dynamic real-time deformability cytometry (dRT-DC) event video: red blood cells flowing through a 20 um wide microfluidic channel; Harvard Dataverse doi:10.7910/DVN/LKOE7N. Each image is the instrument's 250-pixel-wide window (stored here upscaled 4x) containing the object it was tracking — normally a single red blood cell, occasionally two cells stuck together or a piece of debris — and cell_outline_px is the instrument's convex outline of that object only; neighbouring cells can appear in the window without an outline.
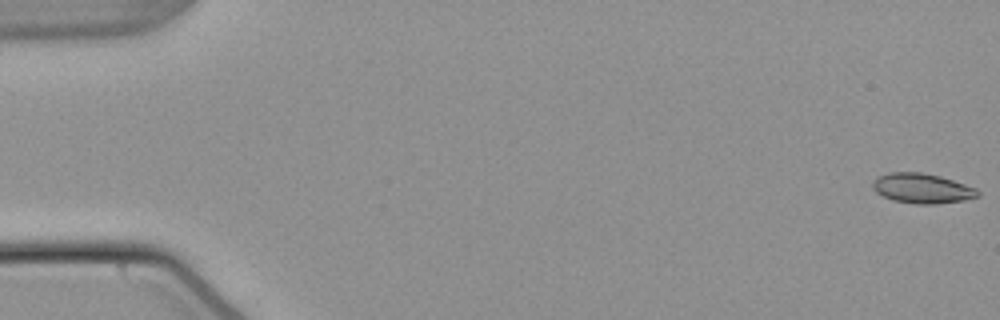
{"species": "common noctule bat (a hibernating species)", "species_latin": "Nyctalus noctula", "temperature_condition": "warm", "stored_images_in_passage": 55, "camera_frame_rate_fps": 3000, "um_per_image_px": 0.085, "animal": {"sex": "male", "body_mass_g": 21.5, "forearm_length_mm": 52.0}, "frame": {"image": 1, "passage_image": 1, "time_ms": 0.0, "image_size_px": [1000, 320], "cell_outline_px": [[980, 196], [964, 200], [936, 204], [916, 204], [892, 200], [876, 192], [872, 188], [872, 180], [888, 172], [920, 172], [940, 176], [976, 188], [980, 192]], "centroid_in_image_um": [78.37, 16.01], "position_along_channel_um": 6.6, "area_um2": 18.32}}
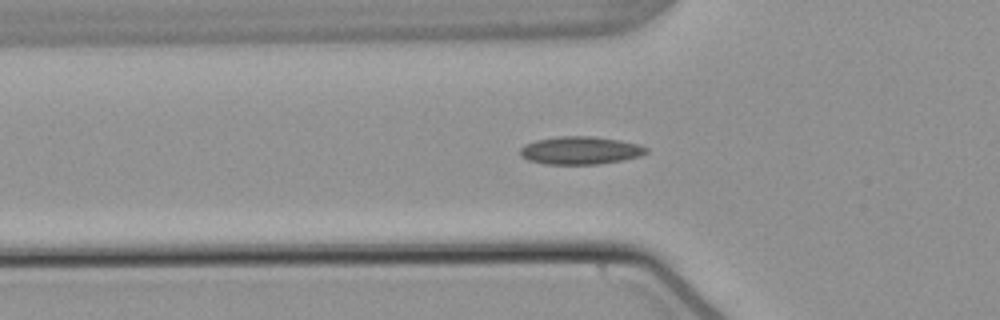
{"frame": {"image": 2, "passage_image": 19, "time_ms": 6.0, "image_size_px": [1000, 320], "cell_outline_px": [[648, 152], [640, 156], [624, 160], [600, 164], [544, 164], [528, 160], [520, 156], [520, 148], [524, 144], [536, 140], [560, 136], [592, 136], [620, 140], [640, 144], [648, 148]], "centroid_in_image_um": [49.34, 12.79], "position_along_channel_um": 76.5, "area_um2": 20.69}}
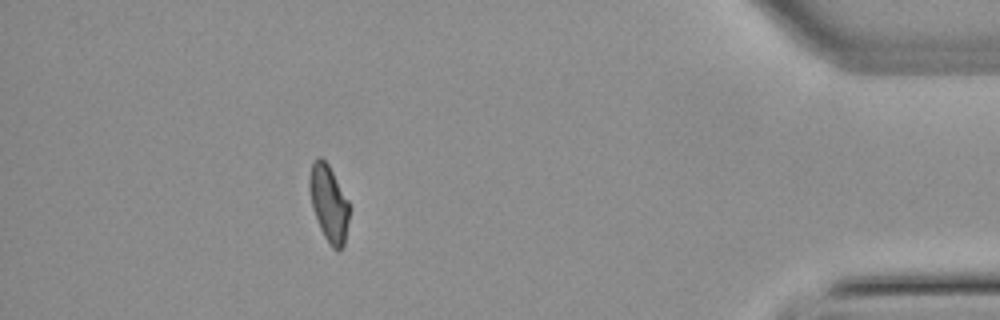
{"frame": {"image": 3, "passage_image": 49, "time_ms": 16.0, "image_size_px": [1000, 320], "cell_outline_px": [[348, 220], [344, 244], [340, 252], [336, 252], [332, 248], [324, 236], [320, 228], [312, 208], [308, 184], [308, 180], [312, 164], [316, 156], [320, 156], [328, 164], [348, 200]], "centroid_in_image_um": [27.93, 17.29], "position_along_channel_um": 407.3, "area_um2": 17.69}, "authors_computed_cell_mechanics": {"area_um2": 18.496, "velocity_mm_per_s": 3.8185, "shape_relaxation_time_tau1_ms": null, "shape_relaxation_time_tau2_ms": 2.6743, "deformation_change_tau1": null, "deformation_change_tau2": 0.0763}}